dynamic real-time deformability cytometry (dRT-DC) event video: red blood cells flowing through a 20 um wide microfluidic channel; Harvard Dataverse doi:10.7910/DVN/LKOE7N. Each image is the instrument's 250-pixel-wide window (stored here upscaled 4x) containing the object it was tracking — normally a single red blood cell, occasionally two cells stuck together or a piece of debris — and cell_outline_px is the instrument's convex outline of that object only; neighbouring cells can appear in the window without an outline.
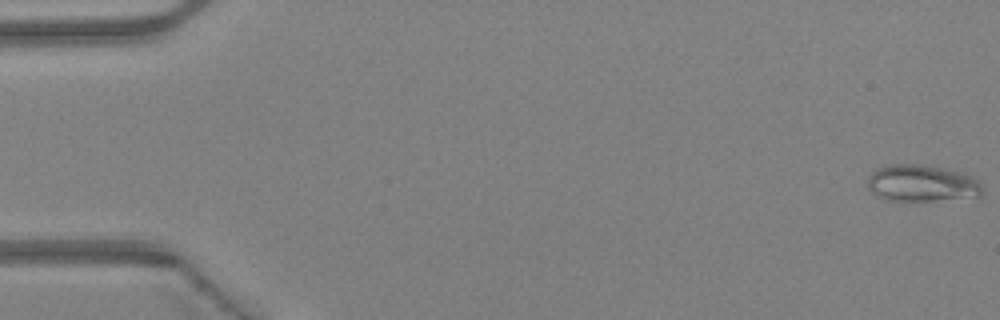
{"species": "Egyptian fruit bat (a non-hibernating species)", "species_latin": "Rousettus aegyptiacus", "temperature_condition": "warm", "stored_images_in_passage": 46, "camera_frame_rate_fps": 3000, "um_per_image_px": 0.085, "animal": {"sex": "female"}, "frame": {"image": 1, "passage_image": 1, "time_ms": 0.0, "image_size_px": [1000, 320], "cell_outline_px": [[980, 196], [932, 200], [884, 200], [876, 196], [868, 188], [868, 176], [876, 168], [884, 164], [924, 164], [960, 172], [972, 176], [980, 184]], "centroid_in_image_um": [78.27, 15.56], "position_along_channel_um": 6.7, "area_um2": 24.45}}
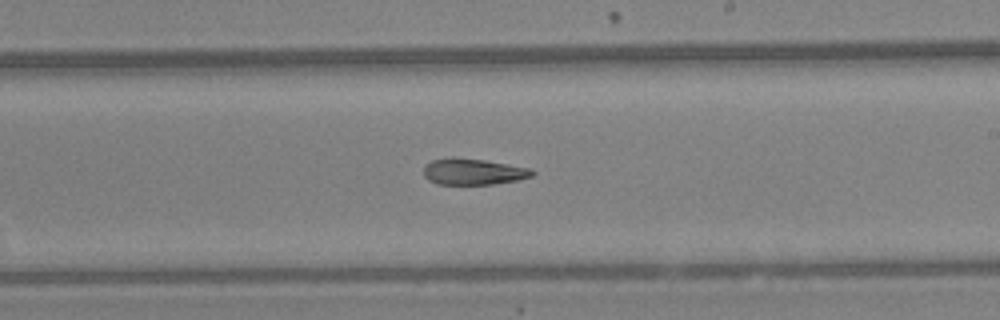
{"frame": {"image": 2, "passage_image": 28, "time_ms": 9.0, "image_size_px": [1000, 320], "cell_outline_px": [[536, 172], [532, 176], [516, 180], [492, 184], [436, 184], [428, 180], [424, 176], [424, 164], [432, 160], [452, 156], [484, 160], [532, 168]], "centroid_in_image_um": [40.2, 14.58], "position_along_channel_um": 248.8, "area_um2": 16.76}}
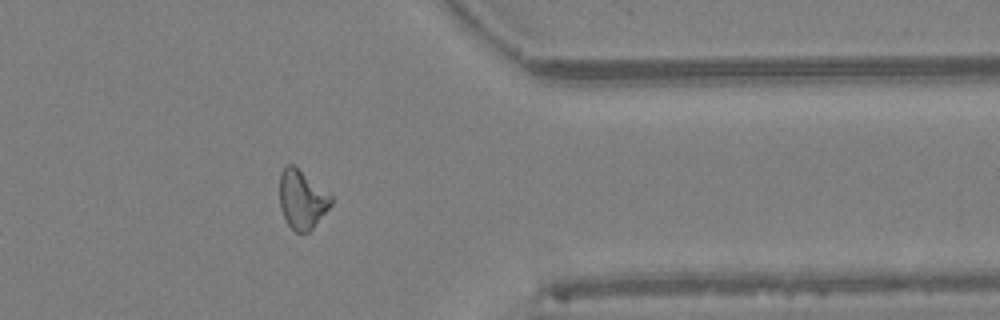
{"frame": {"image": 3, "passage_image": 38, "time_ms": 12.333, "image_size_px": [1000, 320], "cell_outline_px": [[332, 204], [312, 228], [308, 232], [296, 232], [288, 224], [280, 208], [280, 172], [284, 164], [292, 164], [332, 196]], "centroid_in_image_um": [25.64, 16.94], "position_along_channel_um": 385.8, "area_um2": 17.28}, "authors_computed_cell_mechanics": {"area_um2": 18.207, "velocity_mm_per_s": 4.4708, "shape_relaxation_time_tau1_ms": null, "shape_relaxation_time_tau2_ms": 10.1754, "deformation_change_tau1": null, "deformation_change_tau2": 0.2398}}